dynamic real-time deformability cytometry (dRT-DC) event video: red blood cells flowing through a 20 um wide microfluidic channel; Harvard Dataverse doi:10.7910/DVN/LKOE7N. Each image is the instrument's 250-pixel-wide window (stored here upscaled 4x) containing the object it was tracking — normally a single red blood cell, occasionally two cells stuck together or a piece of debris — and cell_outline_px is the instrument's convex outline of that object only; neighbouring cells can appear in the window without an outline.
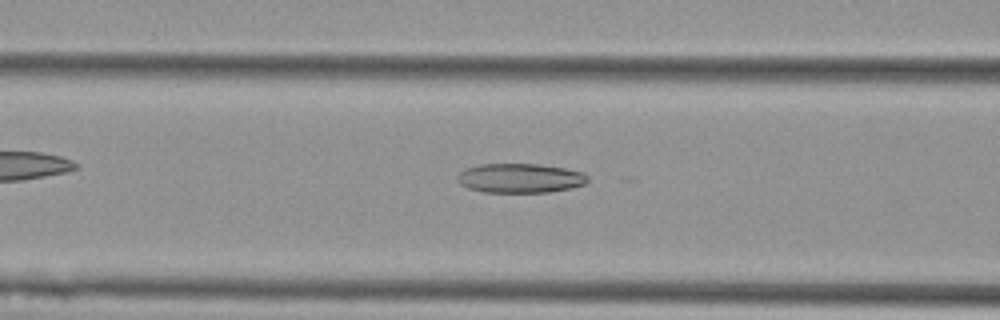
{"species": "Egyptian fruit bat (a non-hibernating species)", "species_latin": "Rousettus aegyptiacus", "temperature_condition": "cold", "stored_images_in_passage": 48, "camera_frame_rate_fps": 3000, "um_per_image_px": 0.085, "animal": {"sex": "female"}, "frame": {"image": 1, "passage_image": 15, "time_ms": 4.667, "image_size_px": [1000, 320], "cell_outline_px": [[588, 180], [584, 184], [572, 188], [548, 192], [484, 192], [468, 188], [460, 184], [456, 180], [456, 176], [464, 168], [480, 164], [540, 164], [564, 168], [584, 172], [588, 176]], "centroid_in_image_um": [44.19, 15.14], "position_along_channel_um": 122.4, "area_um2": 22.48}}
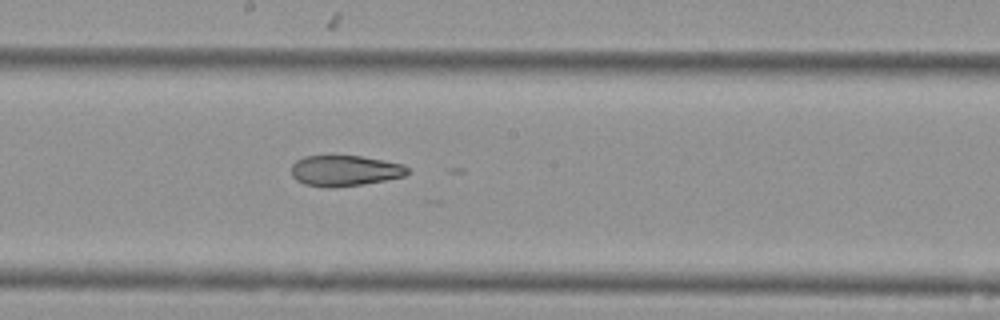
{"frame": {"image": 2, "passage_image": 23, "time_ms": 7.333, "image_size_px": [1000, 320], "cell_outline_px": [[408, 172], [404, 176], [364, 184], [332, 188], [324, 188], [304, 184], [296, 180], [292, 176], [292, 164], [296, 160], [304, 156], [360, 156], [384, 160], [404, 164], [408, 168]], "centroid_in_image_um": [29.29, 14.51], "position_along_channel_um": 218.9, "area_um2": 20.92}}
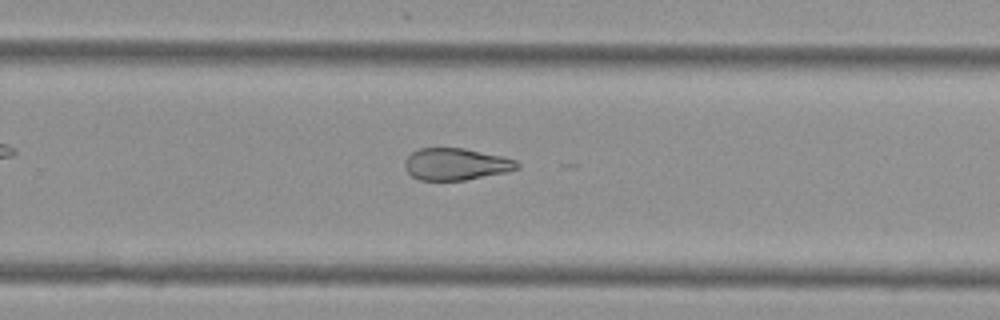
{"frame": {"image": 3, "passage_image": 29, "time_ms": 9.333, "image_size_px": [1000, 320], "cell_outline_px": [[520, 168], [508, 172], [464, 180], [420, 180], [412, 176], [404, 168], [404, 160], [412, 152], [420, 148], [464, 148], [500, 156], [516, 160], [520, 164]], "centroid_in_image_um": [38.75, 13.96], "position_along_channel_um": 291.0, "area_um2": 20.92}, "authors_computed_cell_mechanics": {"area_um2": 24.3627, "velocity_mm_per_s": 3.6266, "shape_relaxation_time_tau1_ms": null, "shape_relaxation_time_tau2_ms": 4.9563, "deformation_change_tau1": null, "deformation_change_tau2": 0.1364}}